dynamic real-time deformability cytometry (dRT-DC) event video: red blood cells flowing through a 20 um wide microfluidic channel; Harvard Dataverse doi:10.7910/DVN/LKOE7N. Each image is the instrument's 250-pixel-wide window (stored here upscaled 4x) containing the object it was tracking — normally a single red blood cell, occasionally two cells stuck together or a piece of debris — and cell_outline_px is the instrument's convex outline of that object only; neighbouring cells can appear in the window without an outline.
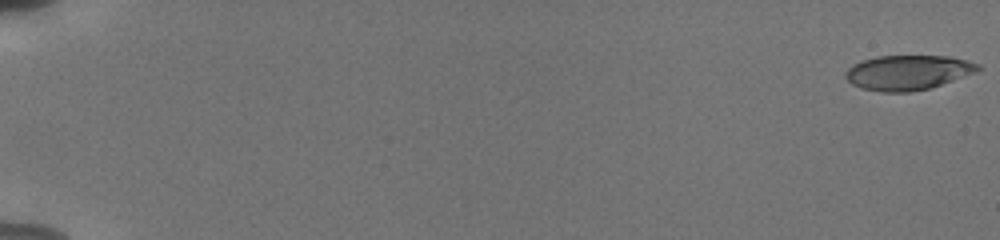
{"species": "human", "species_latin": "Homo sapiens", "temperature_condition": "cold", "stored_images_in_passage": 56, "camera_frame_rate_fps": 3000, "um_per_image_px": 0.085, "donor": {"sex": "male"}, "frame": {"image": 1, "passage_image": 1, "time_ms": 0.0, "image_size_px": [1000, 240], "cell_outline_px": [[980, 68], [976, 72], [928, 88], [908, 92], [884, 92], [860, 88], [852, 84], [844, 76], [844, 72], [852, 64], [860, 60], [876, 56], [952, 56], [980, 64]], "centroid_in_image_um": [77.12, 6.15], "position_along_channel_um": 7.9, "area_um2": 26.82}}
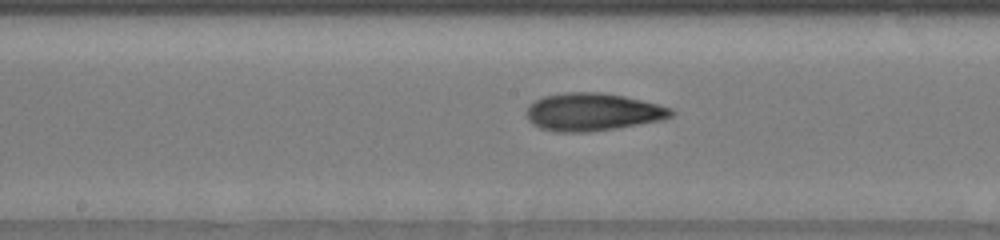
{"frame": {"image": 2, "passage_image": 32, "time_ms": 10.333, "image_size_px": [1000, 240], "cell_outline_px": [[676, 112], [672, 116], [664, 120], [616, 128], [588, 132], [556, 132], [540, 128], [532, 124], [528, 120], [528, 104], [544, 96], [568, 92], [600, 92], [624, 96], [672, 108]], "centroid_in_image_um": [50.39, 9.52], "position_along_channel_um": 197.8, "area_um2": 31.79}}
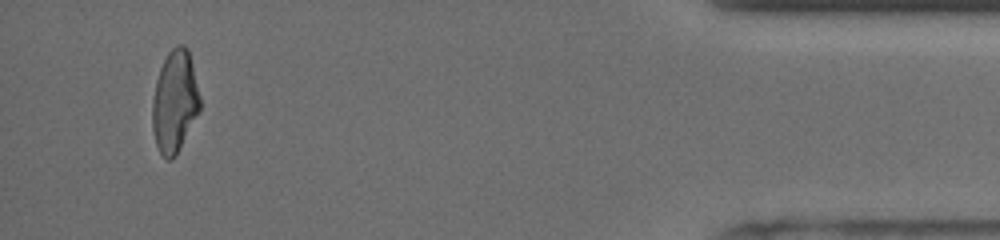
{"frame": {"image": 3, "passage_image": 54, "time_ms": 17.667, "image_size_px": [1000, 240], "cell_outline_px": [[200, 112], [176, 156], [168, 160], [160, 152], [156, 144], [152, 128], [152, 100], [156, 80], [160, 68], [168, 52], [176, 44], [184, 44], [188, 48], [200, 96]], "centroid_in_image_um": [14.86, 8.63], "position_along_channel_um": 420.3, "area_um2": 28.5}, "authors_computed_cell_mechanics": {"area_um2": 28.9867, "velocity_mm_per_s": 3.8213, "shape_relaxation_time_tau1_ms": 4.7592, "shape_relaxation_time_tau2_ms": 2.4178, "deformation_change_tau1": 0.1765, "deformation_change_tau2": 0.1144}}